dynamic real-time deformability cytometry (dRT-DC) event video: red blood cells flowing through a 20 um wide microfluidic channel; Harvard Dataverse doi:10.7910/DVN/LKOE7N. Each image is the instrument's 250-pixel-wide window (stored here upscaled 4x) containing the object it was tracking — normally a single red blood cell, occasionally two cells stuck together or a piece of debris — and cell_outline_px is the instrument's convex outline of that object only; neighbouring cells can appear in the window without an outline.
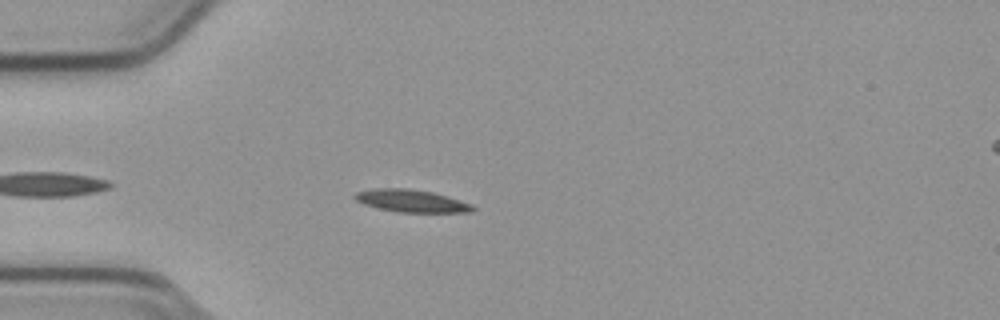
{"species": "common noctule bat (a hibernating species)", "species_latin": "Nyctalus noctula", "temperature_condition": "cold", "stored_images_in_passage": 45, "camera_frame_rate_fps": 3000, "um_per_image_px": 0.085, "animal": {"sex": "male", "body_mass_g": 23.1, "forearm_length_mm": 52.7}, "frame": {"image": 1, "passage_image": 6, "time_ms": 1.667, "image_size_px": [1000, 320], "cell_outline_px": [[476, 208], [472, 212], [396, 212], [376, 208], [364, 204], [356, 200], [352, 196], [356, 192], [372, 188], [408, 188], [432, 192], [472, 204]], "centroid_in_image_um": [34.92, 17.07], "position_along_channel_um": 50.1, "area_um2": 15.49}}
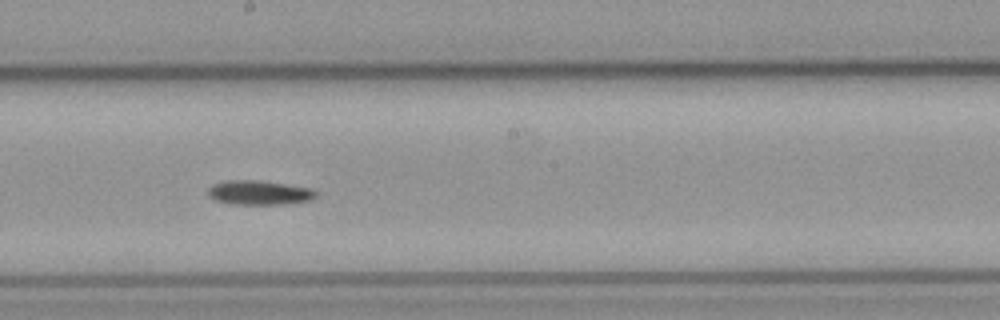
{"frame": {"image": 2, "passage_image": 21, "time_ms": 6.667, "image_size_px": [1000, 320], "cell_outline_px": [[316, 196], [312, 200], [288, 204], [232, 204], [216, 200], [208, 196], [208, 188], [212, 184], [224, 180], [260, 180], [312, 188], [316, 192]], "centroid_in_image_um": [22.03, 16.37], "position_along_channel_um": 226.2, "area_um2": 15.49}}
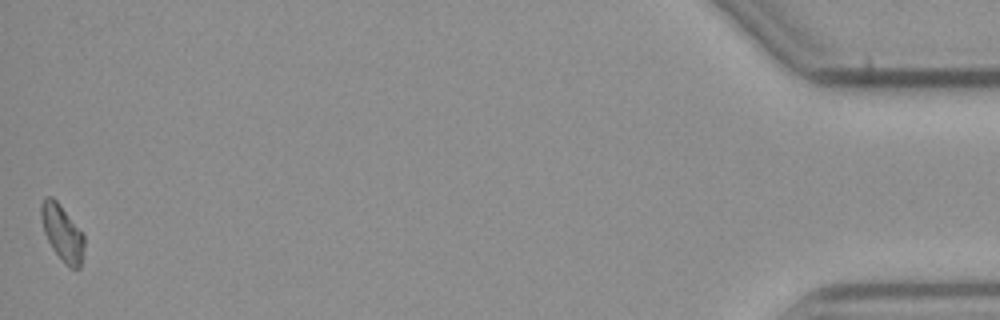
{"frame": {"image": 3, "passage_image": 45, "time_ms": 14.667, "image_size_px": [1000, 320], "cell_outline_px": [[84, 248], [80, 268], [72, 268], [52, 248], [44, 232], [40, 216], [40, 204], [44, 196], [52, 196], [60, 204], [84, 236]], "centroid_in_image_um": [5.26, 19.72], "position_along_channel_um": 429.9, "area_um2": 13.76}}